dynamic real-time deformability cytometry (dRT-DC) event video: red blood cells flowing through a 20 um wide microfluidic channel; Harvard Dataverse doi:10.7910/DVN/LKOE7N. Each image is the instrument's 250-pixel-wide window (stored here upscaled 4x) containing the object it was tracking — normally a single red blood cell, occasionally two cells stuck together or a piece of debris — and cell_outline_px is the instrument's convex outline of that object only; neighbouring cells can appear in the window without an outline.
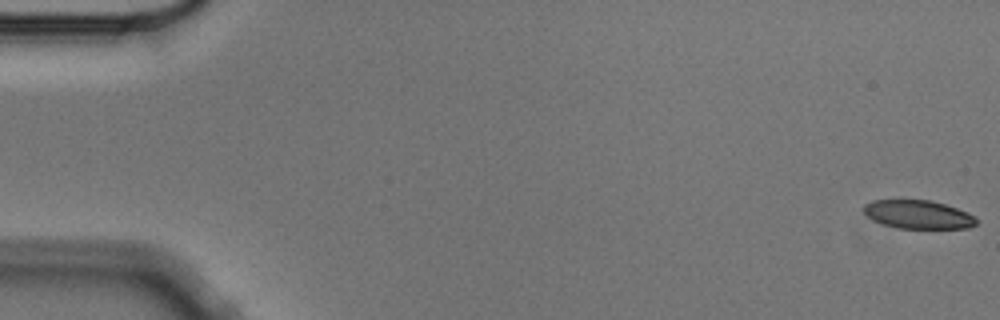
{"species": "Egyptian fruit bat (a non-hibernating species)", "species_latin": "Rousettus aegyptiacus", "temperature_condition": "cold", "stored_images_in_passage": 6, "camera_frame_rate_fps": 3000, "um_per_image_px": 0.085, "animal": {"sex": "male"}, "frame": {"image": 1, "passage_image": 1, "time_ms": 0.0, "image_size_px": [1000, 320], "cell_outline_px": [[976, 224], [968, 228], [896, 228], [872, 220], [864, 212], [864, 204], [872, 200], [928, 200], [944, 204], [968, 212], [976, 216]], "centroid_in_image_um": [78.04, 18.23], "position_along_channel_um": 7.0, "area_um2": 18.61}}